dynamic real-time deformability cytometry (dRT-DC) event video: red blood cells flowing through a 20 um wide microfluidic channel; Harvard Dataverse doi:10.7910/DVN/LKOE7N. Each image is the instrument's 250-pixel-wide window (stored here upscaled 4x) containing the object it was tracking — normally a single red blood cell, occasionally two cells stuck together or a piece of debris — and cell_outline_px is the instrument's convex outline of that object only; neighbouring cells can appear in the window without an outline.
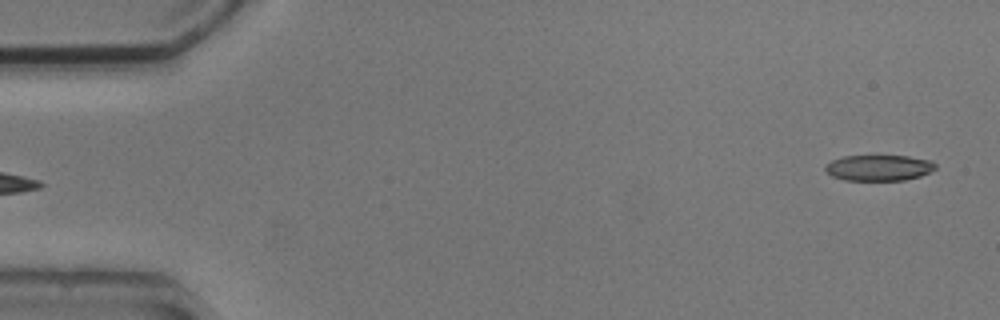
{"species": "common noctule bat (a hibernating species)", "species_latin": "Nyctalus noctula", "temperature_condition": "cold", "stored_images_in_passage": 4, "segment_of_instrument_passage": [2, 2], "camera_frame_rate_fps": 3000, "um_per_image_px": 0.085, "animal": {"sex": "male", "body_mass_g": 20.5, "forearm_length_mm": 52.5}, "frame": {"image": 1, "passage_image": 4, "time_ms": 4.333, "image_size_px": [1000, 320], "cell_outline_px": [[936, 168], [920, 176], [904, 180], [844, 180], [832, 176], [824, 168], [824, 164], [832, 160], [844, 156], [872, 152], [908, 156], [932, 160], [936, 164]], "centroid_in_image_um": [74.68, 14.2], "position_along_channel_um": 10.3, "area_um2": 17.51}}